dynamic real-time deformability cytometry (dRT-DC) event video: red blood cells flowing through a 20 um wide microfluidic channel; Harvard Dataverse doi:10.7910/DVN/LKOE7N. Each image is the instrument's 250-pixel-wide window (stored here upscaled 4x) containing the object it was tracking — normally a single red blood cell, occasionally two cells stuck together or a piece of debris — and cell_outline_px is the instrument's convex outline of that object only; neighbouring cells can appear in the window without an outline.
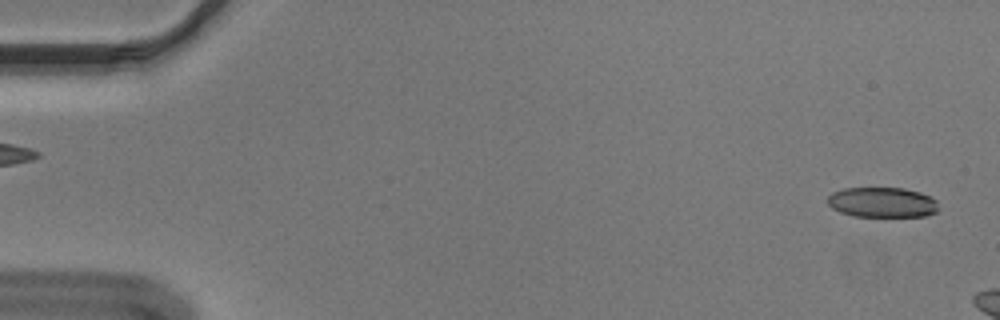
{"species": "Egyptian fruit bat (a non-hibernating species)", "species_latin": "Rousettus aegyptiacus", "temperature_condition": "cold", "stored_images_in_passage": 8, "camera_frame_rate_fps": 3000, "um_per_image_px": 0.085, "animal": {"sex": "male"}, "frame": {"image": 1, "passage_image": 2, "time_ms": 0.333, "image_size_px": [1000, 320], "cell_outline_px": [[936, 212], [924, 216], [852, 216], [840, 212], [832, 208], [828, 204], [828, 196], [832, 192], [844, 188], [904, 188], [920, 192], [936, 200]], "centroid_in_image_um": [74.95, 17.19], "position_along_channel_um": 10.1, "area_um2": 19.36}}